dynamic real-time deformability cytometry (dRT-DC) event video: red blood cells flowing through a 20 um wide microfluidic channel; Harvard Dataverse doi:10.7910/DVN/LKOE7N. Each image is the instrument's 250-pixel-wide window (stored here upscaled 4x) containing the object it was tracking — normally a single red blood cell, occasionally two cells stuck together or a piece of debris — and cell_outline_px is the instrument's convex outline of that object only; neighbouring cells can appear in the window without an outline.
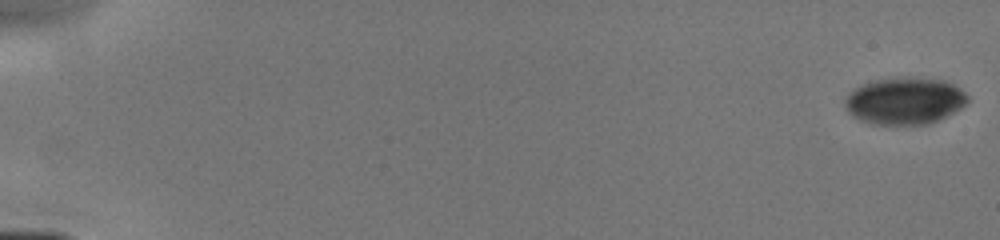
{"species": "human", "species_latin": "Homo sapiens", "temperature_condition": "cold", "stored_images_in_passage": 11, "camera_frame_rate_fps": 3000, "um_per_image_px": 0.085, "donor": {"sex": "male"}, "frame": {"image": 1, "passage_image": 1, "time_ms": 0.0, "image_size_px": [1000, 240], "cell_outline_px": [[968, 100], [960, 108], [928, 124], [872, 124], [860, 120], [852, 116], [848, 112], [844, 104], [844, 100], [856, 88], [864, 84], [876, 80], [908, 76], [912, 76], [944, 80], [960, 88], [968, 96]], "centroid_in_image_um": [76.89, 8.56], "position_along_channel_um": 8.1, "area_um2": 33.29}}